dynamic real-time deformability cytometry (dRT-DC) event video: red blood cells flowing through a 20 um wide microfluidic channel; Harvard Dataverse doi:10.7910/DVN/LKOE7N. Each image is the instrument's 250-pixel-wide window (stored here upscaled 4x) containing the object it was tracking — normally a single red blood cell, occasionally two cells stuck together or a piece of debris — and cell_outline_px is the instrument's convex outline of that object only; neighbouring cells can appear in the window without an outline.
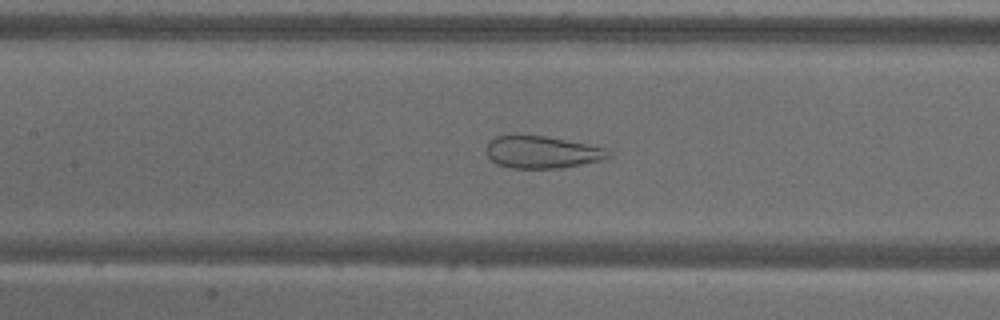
{"species": "common noctule bat (a hibernating species)", "species_latin": "Nyctalus noctula", "temperature_condition": "warm", "stored_images_in_passage": 53, "camera_frame_rate_fps": 3000, "um_per_image_px": 0.085, "animal": {"sex": "male", "body_mass_g": 18.8}, "frame": {"image": 1, "passage_image": 24, "time_ms": 7.667, "image_size_px": [1000, 320], "cell_outline_px": [[612, 156], [600, 160], [560, 168], [512, 168], [496, 164], [488, 156], [488, 140], [496, 136], [544, 136], [604, 148]], "centroid_in_image_um": [46.03, 12.94], "position_along_channel_um": 161.4, "area_um2": 22.31}}
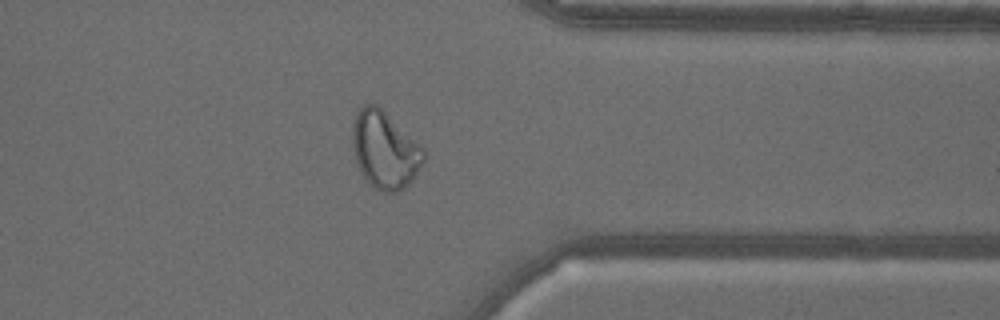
{"frame": {"image": 2, "passage_image": 42, "time_ms": 13.667, "image_size_px": [1000, 320], "cell_outline_px": [[424, 160], [412, 180], [404, 188], [396, 192], [384, 192], [376, 188], [364, 180], [356, 160], [352, 148], [352, 124], [356, 112], [364, 104], [376, 104], [420, 144], [424, 148]], "centroid_in_image_um": [32.68, 12.74], "position_along_channel_um": 378.7, "area_um2": 31.91}}
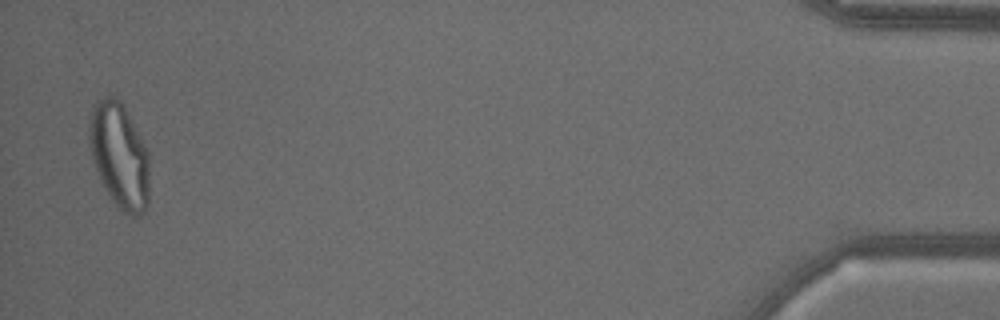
{"frame": {"image": 3, "passage_image": 52, "time_ms": 17.0, "image_size_px": [1000, 320], "cell_outline_px": [[148, 204], [144, 212], [136, 216], [128, 216], [120, 212], [112, 200], [96, 168], [92, 156], [88, 140], [88, 128], [92, 108], [104, 96], [112, 96], [120, 100], [124, 104], [148, 152]], "centroid_in_image_um": [10.15, 13.23], "position_along_channel_um": 425.0, "area_um2": 36.76}}